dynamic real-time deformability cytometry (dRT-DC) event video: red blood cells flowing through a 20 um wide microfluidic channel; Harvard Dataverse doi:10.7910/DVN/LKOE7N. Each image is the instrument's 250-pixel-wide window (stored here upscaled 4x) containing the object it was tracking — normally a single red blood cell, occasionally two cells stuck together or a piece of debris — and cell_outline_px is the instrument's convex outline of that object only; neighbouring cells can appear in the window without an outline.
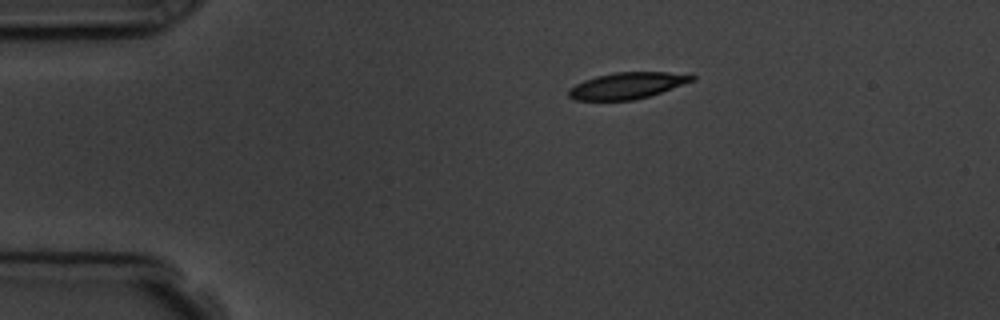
{"species": "common noctule bat (a hibernating species)", "species_latin": "Nyctalus noctula", "temperature_condition": "room temperature", "stored_images_in_passage": 5, "camera_frame_rate_fps": 3000, "um_per_image_px": 0.085, "animal": {"sex": "male", "body_mass_g": 19.5, "forearm_length_mm": 54.6}, "frame": {"image": 1, "passage_image": 1, "time_ms": 0.0, "image_size_px": [1000, 320], "cell_outline_px": [[696, 80], [648, 96], [632, 100], [576, 100], [568, 96], [568, 88], [584, 80], [596, 76], [616, 72], [692, 72], [696, 76]], "centroid_in_image_um": [53.37, 7.25], "position_along_channel_um": 31.6, "area_um2": 19.13}}
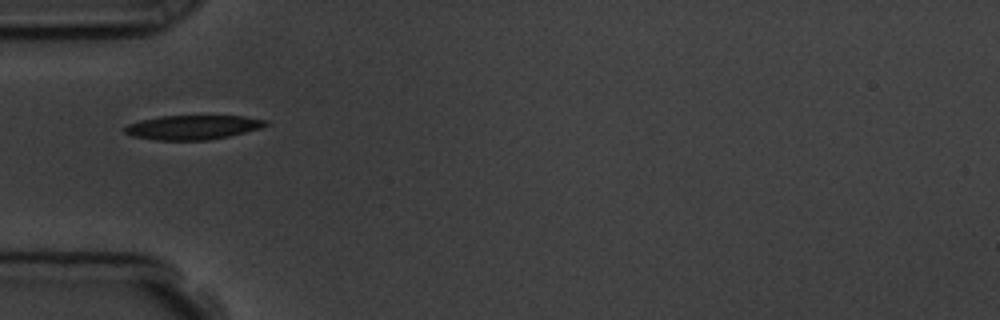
{"frame": {"image": 2, "passage_image": 3, "time_ms": 2.333, "image_size_px": [1000, 320], "cell_outline_px": [[268, 124], [260, 128], [228, 136], [208, 140], [156, 140], [132, 136], [124, 132], [124, 128], [128, 124], [140, 120], [160, 116], [244, 116], [268, 120]], "centroid_in_image_um": [16.37, 10.82], "position_along_channel_um": 68.6, "area_um2": 19.88}}